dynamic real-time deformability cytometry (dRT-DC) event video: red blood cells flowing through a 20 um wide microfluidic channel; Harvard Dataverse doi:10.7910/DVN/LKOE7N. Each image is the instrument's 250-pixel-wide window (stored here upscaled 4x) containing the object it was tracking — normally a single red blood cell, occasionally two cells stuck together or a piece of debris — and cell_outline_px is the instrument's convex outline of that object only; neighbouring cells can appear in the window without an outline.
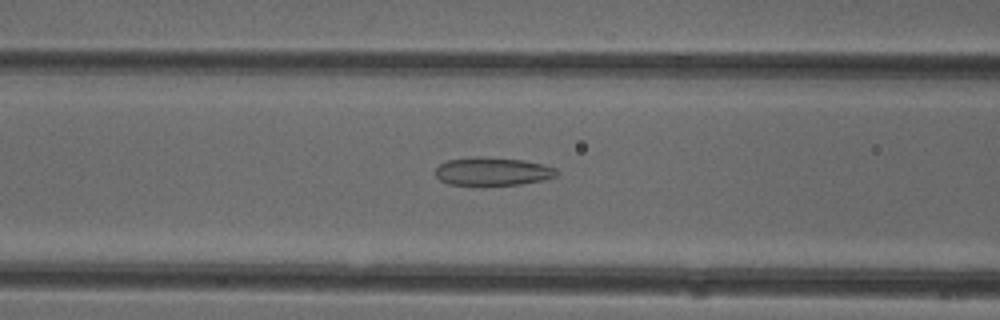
{"species": "common noctule bat (a hibernating species)", "species_latin": "Nyctalus noctula", "temperature_condition": "cold", "stored_images_in_passage": 47, "camera_frame_rate_fps": 3000, "um_per_image_px": 0.085, "animal": {"sex": "female"}, "frame": {"image": 1, "passage_image": 17, "time_ms": 5.333, "image_size_px": [1000, 320], "cell_outline_px": [[560, 172], [556, 176], [544, 180], [520, 184], [448, 184], [440, 180], [436, 176], [436, 168], [440, 164], [448, 160], [476, 156], [480, 156], [524, 160], [544, 164], [556, 168]], "centroid_in_image_um": [41.91, 14.55], "position_along_channel_um": 124.7, "area_um2": 19.83}}
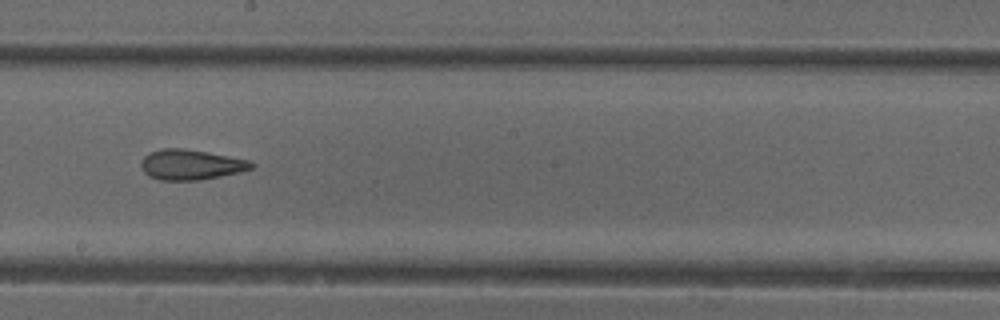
{"frame": {"image": 2, "passage_image": 25, "time_ms": 8.0, "image_size_px": [1000, 320], "cell_outline_px": [[256, 164], [252, 168], [240, 172], [200, 180], [160, 180], [148, 176], [144, 172], [140, 164], [144, 156], [148, 152], [160, 148], [184, 148], [208, 152], [252, 160]], "centroid_in_image_um": [16.23, 13.98], "position_along_channel_um": 232.0, "area_um2": 19.71}}
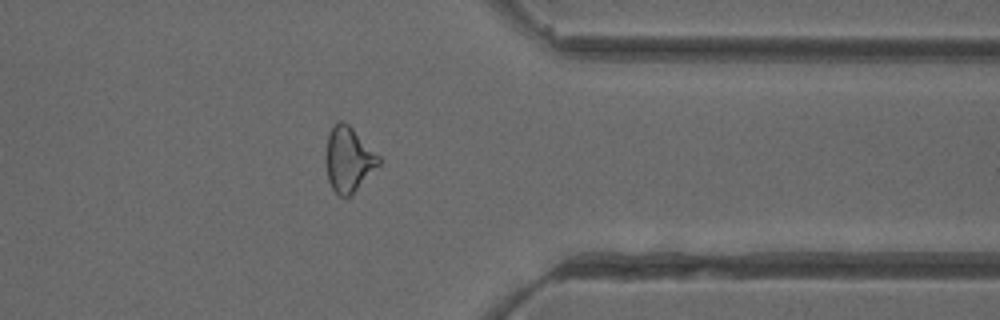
{"frame": {"image": 3, "passage_image": 37, "time_ms": 12.0, "image_size_px": [1000, 320], "cell_outline_px": [[380, 164], [348, 196], [340, 196], [332, 188], [328, 180], [324, 160], [324, 156], [328, 136], [332, 128], [340, 120], [344, 120], [380, 156]], "centroid_in_image_um": [29.59, 13.52], "position_along_channel_um": 381.8, "area_um2": 19.71}}